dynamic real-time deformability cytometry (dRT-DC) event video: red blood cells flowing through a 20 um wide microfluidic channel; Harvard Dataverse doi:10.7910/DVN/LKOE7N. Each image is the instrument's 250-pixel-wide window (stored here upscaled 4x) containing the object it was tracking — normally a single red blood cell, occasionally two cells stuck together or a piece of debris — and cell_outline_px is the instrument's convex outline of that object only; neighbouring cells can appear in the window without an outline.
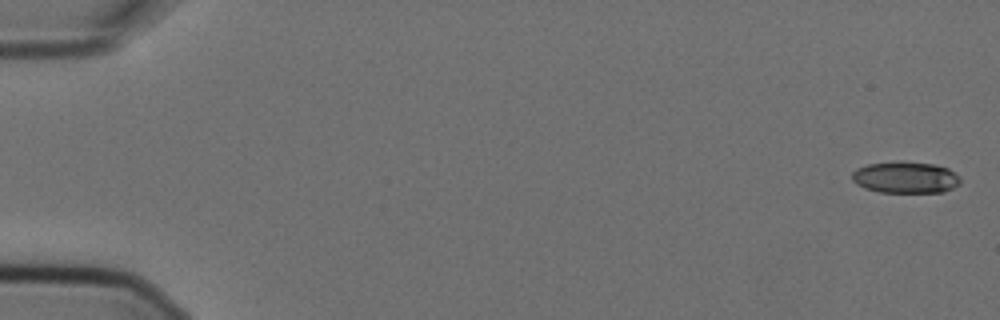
{"species": "Egyptian fruit bat (a non-hibernating species)", "species_latin": "Rousettus aegyptiacus", "temperature_condition": "cold", "stored_images_in_passage": 7, "camera_frame_rate_fps": 3000, "um_per_image_px": 0.085, "animal": {"sex": "female"}, "frame": {"image": 1, "passage_image": 1, "time_ms": 0.0, "image_size_px": [1000, 320], "cell_outline_px": [[960, 184], [944, 192], [880, 192], [864, 188], [856, 184], [852, 180], [852, 172], [856, 168], [868, 164], [900, 160], [904, 160], [936, 164], [948, 168], [960, 176]], "centroid_in_image_um": [76.97, 15.06], "position_along_channel_um": 8.0, "area_um2": 20.35}}
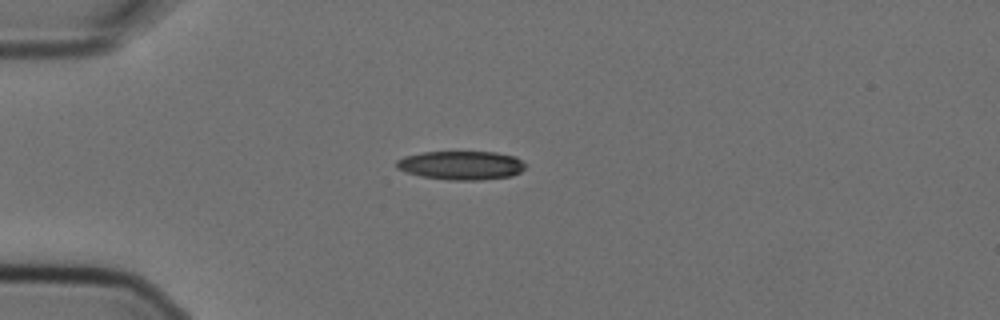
{"frame": {"image": 2, "passage_image": 5, "time_ms": 1.333, "image_size_px": [1000, 320], "cell_outline_px": [[528, 164], [520, 172], [512, 176], [480, 180], [448, 180], [420, 176], [404, 172], [396, 168], [396, 160], [404, 156], [424, 152], [496, 152], [516, 156]], "centroid_in_image_um": [39.21, 14.05], "position_along_channel_um": 45.8, "area_um2": 21.91}}
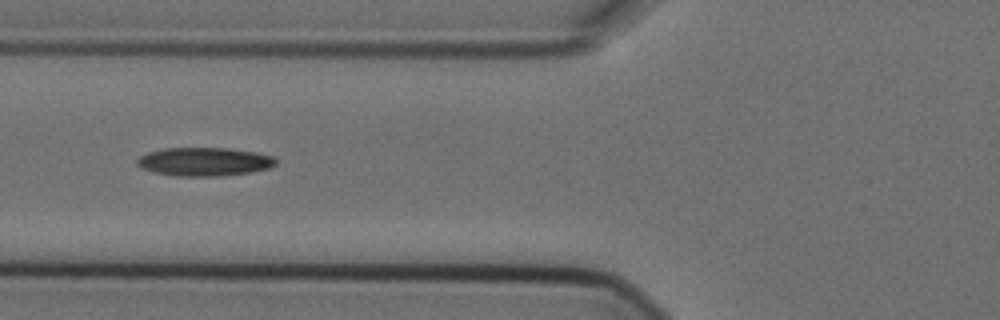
{"frame": {"image": 3, "passage_image": 7, "time_ms": 2.0, "image_size_px": [1000, 320], "cell_outline_px": [[276, 164], [268, 168], [248, 172], [220, 176], [176, 176], [152, 172], [140, 168], [136, 164], [136, 160], [140, 156], [148, 152], [164, 148], [228, 148], [256, 152], [272, 156], [276, 160]], "centroid_in_image_um": [17.31, 13.74], "position_along_channel_um": 108.5, "area_um2": 23.06}}